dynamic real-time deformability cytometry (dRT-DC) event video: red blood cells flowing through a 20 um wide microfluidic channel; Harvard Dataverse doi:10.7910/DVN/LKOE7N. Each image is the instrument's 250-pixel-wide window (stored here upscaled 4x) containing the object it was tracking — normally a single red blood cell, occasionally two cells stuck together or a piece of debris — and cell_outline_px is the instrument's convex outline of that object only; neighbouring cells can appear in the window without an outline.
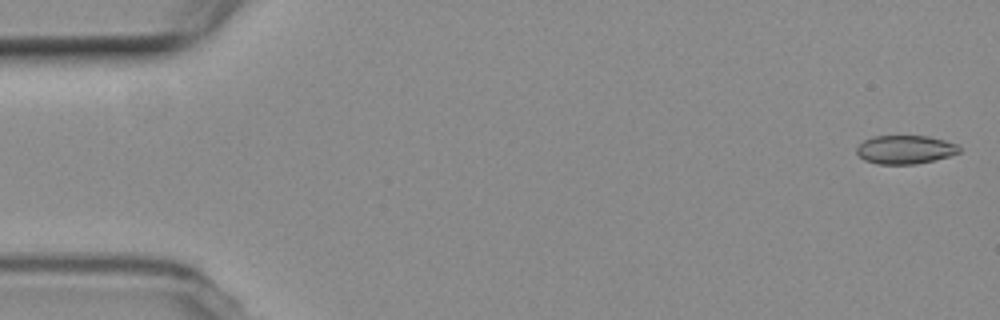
{"species": "common noctule bat (a hibernating species)", "species_latin": "Nyctalus noctula", "temperature_condition": "room temperature", "stored_images_in_passage": 5, "camera_frame_rate_fps": 3000, "um_per_image_px": 0.085, "animal": {"sex": "female", "body_mass_g": 19.3, "forearm_length_mm": 54.1}, "frame": {"image": 1, "passage_image": 1, "time_ms": 0.0, "image_size_px": [1000, 320], "cell_outline_px": [[960, 152], [948, 156], [916, 164], [876, 164], [864, 160], [856, 152], [856, 148], [864, 140], [872, 136], [928, 136], [944, 140], [956, 144], [960, 148]], "centroid_in_image_um": [76.91, 12.71], "position_along_channel_um": 8.1, "area_um2": 16.99}}
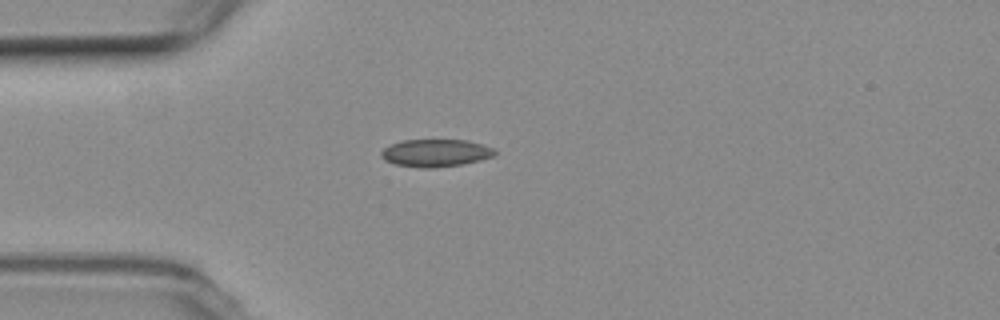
{"frame": {"image": 2, "passage_image": 5, "time_ms": 4.667, "image_size_px": [1000, 320], "cell_outline_px": [[496, 156], [480, 160], [460, 164], [432, 168], [420, 168], [396, 164], [384, 160], [380, 156], [380, 152], [384, 148], [392, 144], [404, 140], [468, 140], [492, 148], [496, 152]], "centroid_in_image_um": [37.01, 13.0], "position_along_channel_um": 48.0, "area_um2": 18.09}}